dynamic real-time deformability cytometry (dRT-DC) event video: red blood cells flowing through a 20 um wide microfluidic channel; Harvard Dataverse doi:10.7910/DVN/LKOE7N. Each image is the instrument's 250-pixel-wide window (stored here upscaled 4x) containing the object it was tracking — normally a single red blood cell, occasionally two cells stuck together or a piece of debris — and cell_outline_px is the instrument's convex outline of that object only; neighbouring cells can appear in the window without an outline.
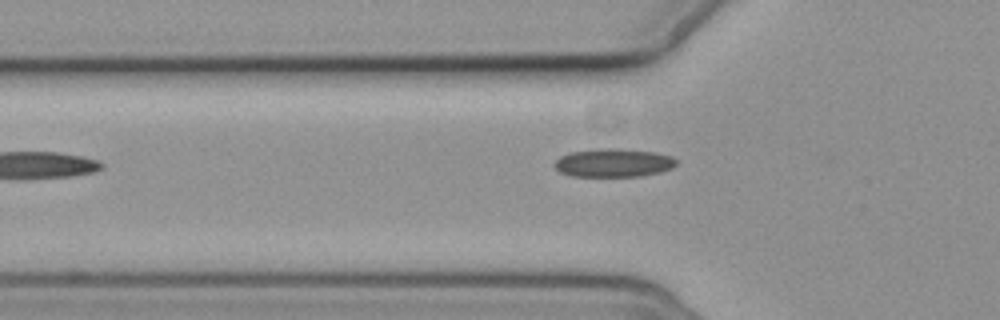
{"species": "common noctule bat (a hibernating species)", "species_latin": "Nyctalus noctula", "temperature_condition": "cold", "stored_images_in_passage": 5, "camera_frame_rate_fps": 3000, "um_per_image_px": 0.085, "animal": {"sex": "female", "body_mass_g": 19.3, "forearm_length_mm": 54.1}, "frame": {"image": 1, "passage_image": 5, "time_ms": 5.667, "image_size_px": [1000, 320], "cell_outline_px": [[676, 164], [672, 168], [660, 172], [640, 176], [572, 176], [560, 172], [552, 164], [560, 156], [572, 152], [596, 148], [620, 148], [656, 152], [672, 156], [676, 160]], "centroid_in_image_um": [52.14, 13.83], "position_along_channel_um": 73.7, "area_um2": 20.29}}